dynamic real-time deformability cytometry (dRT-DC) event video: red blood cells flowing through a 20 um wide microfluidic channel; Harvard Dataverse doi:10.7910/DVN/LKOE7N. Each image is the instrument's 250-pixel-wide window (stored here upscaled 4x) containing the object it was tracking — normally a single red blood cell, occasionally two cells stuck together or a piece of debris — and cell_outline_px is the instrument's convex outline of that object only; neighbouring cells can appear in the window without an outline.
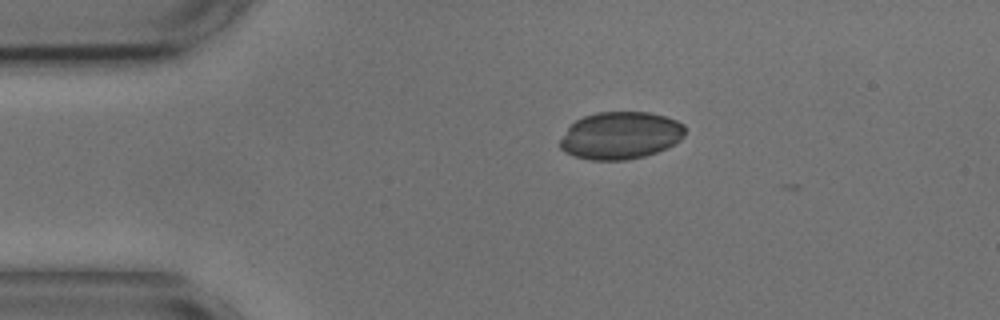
{"species": "common noctule bat (a hibernating species)", "species_latin": "Nyctalus noctula", "temperature_condition": "cold", "stored_images_in_passage": 4, "camera_frame_rate_fps": 3000, "um_per_image_px": 0.085, "animal": {"sex": "male", "body_mass_g": 17.9, "forearm_length_mm": 54.2}, "frame": {"image": 1, "passage_image": 2, "time_ms": 0.333, "image_size_px": [1000, 320], "cell_outline_px": [[684, 136], [680, 140], [656, 152], [644, 156], [628, 160], [592, 160], [572, 156], [564, 152], [560, 148], [560, 140], [568, 128], [576, 120], [584, 116], [596, 112], [648, 112], [664, 116], [676, 120], [684, 124]], "centroid_in_image_um": [52.72, 11.52], "position_along_channel_um": 32.3, "area_um2": 34.45}}